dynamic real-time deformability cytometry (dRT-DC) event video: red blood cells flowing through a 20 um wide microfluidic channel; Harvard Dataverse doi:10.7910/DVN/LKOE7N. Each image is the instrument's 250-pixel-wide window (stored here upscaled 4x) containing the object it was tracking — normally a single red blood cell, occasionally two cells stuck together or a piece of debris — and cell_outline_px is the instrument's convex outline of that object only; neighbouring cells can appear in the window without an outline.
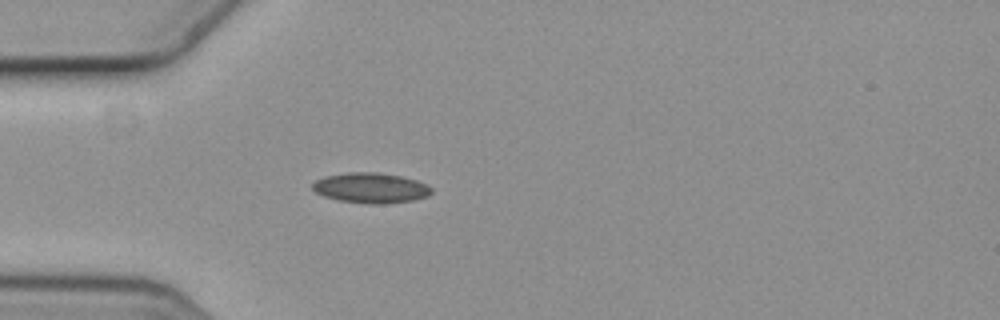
{"species": "common noctule bat (a hibernating species)", "species_latin": "Nyctalus noctula", "temperature_condition": "cold", "stored_images_in_passage": 1, "camera_frame_rate_fps": 3000, "um_per_image_px": 0.085, "animal": {"sex": "female", "body_mass_g": 19.3, "forearm_length_mm": 54.1}, "frame": {"image": 1, "passage_image": 1, "time_ms": 0.0, "image_size_px": [1000, 320], "cell_outline_px": [[432, 192], [428, 196], [412, 200], [384, 204], [368, 204], [340, 200], [324, 196], [316, 192], [312, 188], [312, 184], [316, 180], [324, 176], [348, 172], [380, 172], [400, 176], [416, 180], [428, 184], [432, 188]], "centroid_in_image_um": [31.53, 15.96], "position_along_channel_um": 53.5, "area_um2": 21.04}}